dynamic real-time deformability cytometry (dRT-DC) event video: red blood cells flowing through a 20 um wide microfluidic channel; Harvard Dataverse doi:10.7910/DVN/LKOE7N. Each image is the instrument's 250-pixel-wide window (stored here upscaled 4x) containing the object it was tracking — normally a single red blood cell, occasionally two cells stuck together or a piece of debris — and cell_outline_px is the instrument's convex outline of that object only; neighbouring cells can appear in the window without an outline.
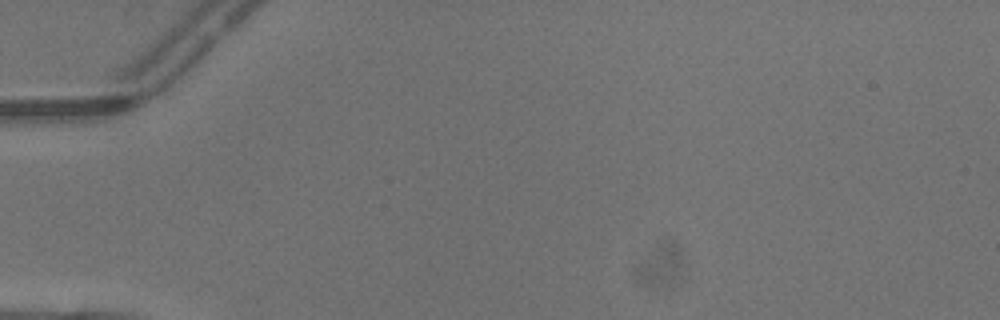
{"species": "common noctule bat (a hibernating species)", "species_latin": "Nyctalus noctula", "temperature_condition": "warm", "stored_images_in_passage": 1, "camera_frame_rate_fps": 3000, "um_per_image_px": 0.085, "animal": {"sex": "male", "body_mass_g": 13.3}, "frame": {"image": 1, "passage_image": 1, "time_ms": 0.0, "image_size_px": [1000, 320], "cell_outline_px": [[212, 44], [204, 76], [184, 100], [180, 104], [160, 116], [156, 112], [148, 96], [148, 92], [204, 40], [212, 40]], "centroid_in_image_um": [15.37, 6.79], "position_along_channel_um": 69.6, "area_um2": 15.32}}